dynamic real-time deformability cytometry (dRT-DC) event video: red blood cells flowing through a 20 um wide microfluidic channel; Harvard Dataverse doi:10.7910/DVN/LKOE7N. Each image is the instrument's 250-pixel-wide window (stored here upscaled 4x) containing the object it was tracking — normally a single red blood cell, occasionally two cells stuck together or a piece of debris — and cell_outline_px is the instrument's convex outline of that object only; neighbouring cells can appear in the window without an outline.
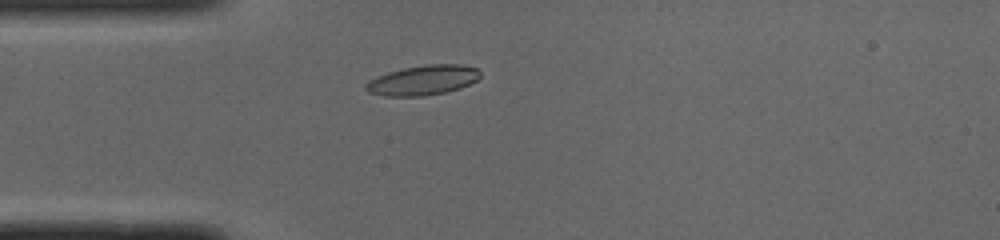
{"species": "common noctule bat (a hibernating species)", "species_latin": "Nyctalus noctula", "temperature_condition": "cold", "stored_images_in_passage": 38, "camera_frame_rate_fps": 3000, "um_per_image_px": 0.085, "animal": {"sex": "male", "body_mass_g": 19.0, "forearm_length_mm": 50.8}, "frame": {"image": 1, "passage_image": 1, "time_ms": 0.0, "image_size_px": [1000, 240], "cell_outline_px": [[480, 76], [476, 80], [460, 88], [444, 92], [424, 96], [384, 96], [368, 92], [364, 88], [364, 84], [368, 80], [376, 76], [388, 72], [404, 68], [424, 64], [460, 64], [476, 68], [480, 72]], "centroid_in_image_um": [35.9, 6.81], "position_along_channel_um": 49.1, "area_um2": 19.94}}
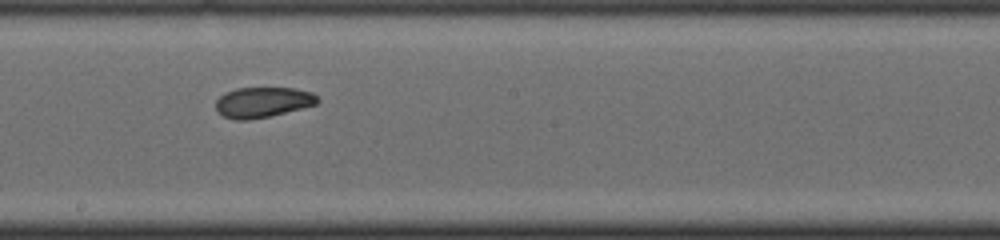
{"frame": {"image": 2, "passage_image": 15, "time_ms": 4.667, "image_size_px": [1000, 240], "cell_outline_px": [[320, 100], [316, 104], [268, 116], [248, 120], [236, 120], [224, 116], [216, 112], [216, 100], [224, 92], [236, 88], [296, 88], [312, 92]], "centroid_in_image_um": [22.29, 8.68], "position_along_channel_um": 225.9, "area_um2": 17.92}}
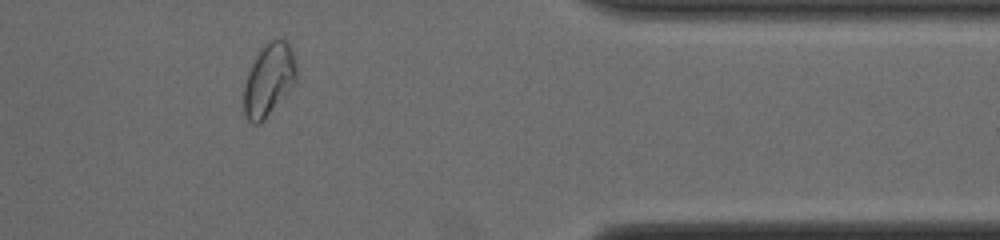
{"frame": {"image": 3, "passage_image": 29, "time_ms": 9.333, "image_size_px": [1000, 240], "cell_outline_px": [[296, 80], [264, 120], [260, 124], [252, 124], [248, 120], [244, 112], [244, 88], [248, 72], [260, 48], [272, 40], [284, 40], [288, 44], [292, 52], [296, 68]], "centroid_in_image_um": [22.82, 6.8], "position_along_channel_um": 388.6, "area_um2": 21.56}, "authors_computed_cell_mechanics": {"area_um2": 18.5249, "velocity_mm_per_s": 3.984, "shape_relaxation_time_tau1_ms": null, "shape_relaxation_time_tau2_ms": 2.3999, "deformation_change_tau1": null, "deformation_change_tau2": 0.073}}